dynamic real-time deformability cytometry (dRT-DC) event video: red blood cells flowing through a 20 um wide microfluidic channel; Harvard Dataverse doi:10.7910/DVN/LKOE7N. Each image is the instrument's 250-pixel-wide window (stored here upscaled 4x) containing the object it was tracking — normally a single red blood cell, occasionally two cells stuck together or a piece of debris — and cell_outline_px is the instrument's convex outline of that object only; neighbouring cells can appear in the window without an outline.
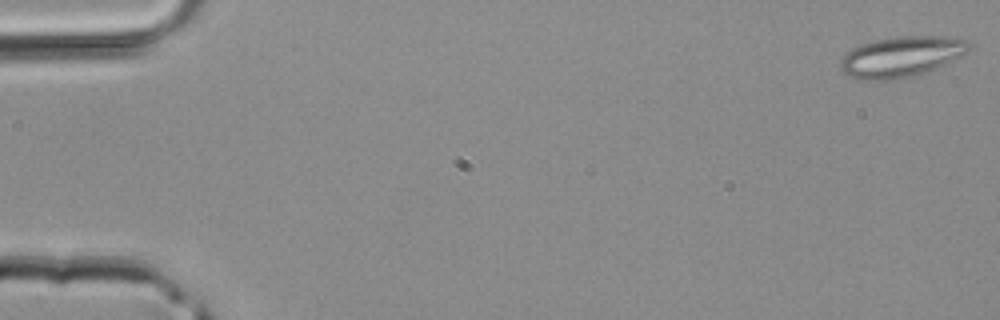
{"species": "common noctule bat (a hibernating species)", "species_latin": "Nyctalus noctula", "temperature_condition": "room temperature", "stored_images_in_passage": 11, "camera_frame_rate_fps": 3000, "um_per_image_px": 0.085, "animal": {"sex": "male", "body_mass_g": 20.4}, "frame": {"image": 1, "passage_image": 1, "time_ms": 0.0, "image_size_px": [1000, 320], "cell_outline_px": [[972, 44], [960, 56], [936, 68], [912, 76], [892, 80], [860, 80], [848, 76], [840, 68], [840, 60], [852, 48], [876, 40], [900, 36], [944, 36], [964, 40]], "centroid_in_image_um": [76.57, 4.83], "position_along_channel_um": 8.4, "area_um2": 30.0}}